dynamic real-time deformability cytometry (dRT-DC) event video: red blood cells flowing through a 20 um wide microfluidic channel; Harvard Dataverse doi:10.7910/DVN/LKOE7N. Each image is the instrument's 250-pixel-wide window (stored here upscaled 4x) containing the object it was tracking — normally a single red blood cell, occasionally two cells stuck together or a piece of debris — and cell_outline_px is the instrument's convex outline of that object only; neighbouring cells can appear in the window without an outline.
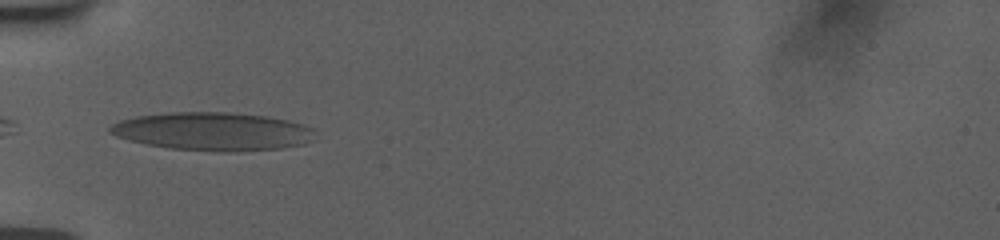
{"species": "human", "species_latin": "Homo sapiens", "temperature_condition": "room temperature", "stored_images_in_passage": 35, "camera_frame_rate_fps": 3000, "um_per_image_px": 0.085, "donor": {"sex": "female"}, "frame": {"image": 1, "passage_image": 1, "time_ms": 0.0, "image_size_px": [1000, 240], "cell_outline_px": [[312, 128], [304, 144], [280, 148], [224, 152], [168, 148], [148, 144], [116, 136], [108, 132], [108, 128], [112, 124], [120, 120], [136, 116], [168, 112], [228, 112], [268, 116], [288, 120], [304, 124]], "centroid_in_image_um": [18.01, 11.15], "position_along_channel_um": 67.0, "area_um2": 45.14}}
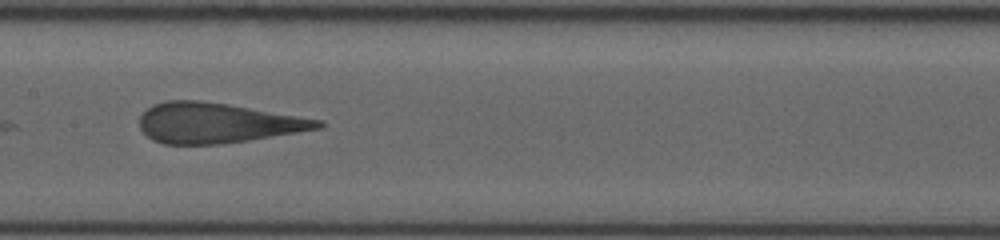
{"frame": {"image": 2, "passage_image": 11, "time_ms": 3.333, "image_size_px": [1000, 240], "cell_outline_px": [[324, 124], [320, 128], [248, 140], [220, 144], [164, 144], [152, 140], [140, 128], [140, 116], [152, 104], [164, 100], [200, 100], [228, 104], [320, 120]], "centroid_in_image_um": [18.38, 10.44], "position_along_channel_um": 189.0, "area_um2": 41.27}}
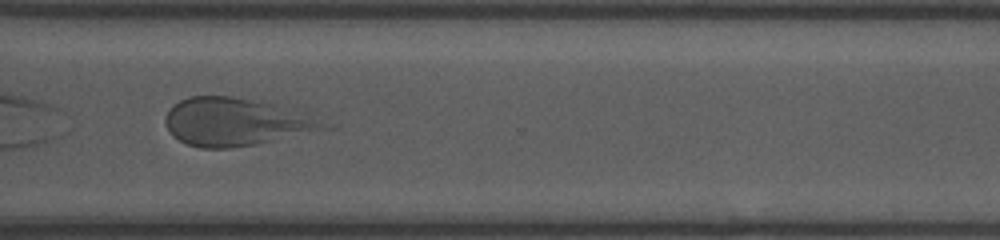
{"frame": {"image": 3, "passage_image": 24, "time_ms": 7.667, "image_size_px": [1000, 240], "cell_outline_px": [[340, 124], [336, 128], [256, 144], [228, 148], [200, 148], [188, 144], [172, 136], [164, 120], [164, 116], [172, 104], [188, 96], [232, 96], [276, 104]], "centroid_in_image_um": [20.16, 10.36], "position_along_channel_um": 350.4, "area_um2": 45.03}}